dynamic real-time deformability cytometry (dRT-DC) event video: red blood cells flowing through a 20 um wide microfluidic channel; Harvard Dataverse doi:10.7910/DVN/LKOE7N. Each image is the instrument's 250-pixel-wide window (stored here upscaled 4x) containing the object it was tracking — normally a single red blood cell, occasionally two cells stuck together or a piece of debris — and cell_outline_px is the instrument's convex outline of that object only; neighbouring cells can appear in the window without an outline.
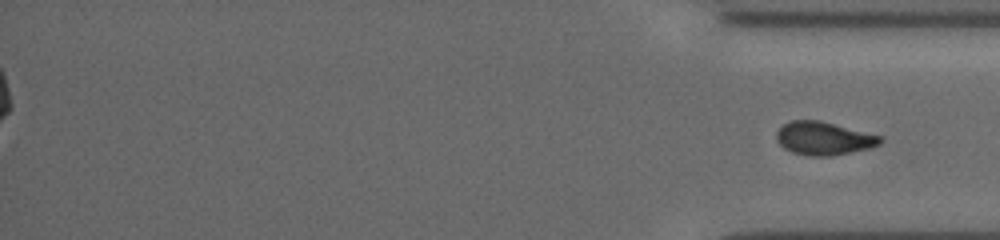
{"species": "common noctule bat (a hibernating species)", "species_latin": "Nyctalus noctula", "temperature_condition": "cold", "stored_images_in_passage": 57, "segment_of_instrument_passage": [2, 2], "camera_frame_rate_fps": 3000, "um_per_image_px": 0.085, "animal": {"sex": "female", "body_mass_g": 19.5, "forearm_length_mm": 54.1}, "frame": {"image": 1, "passage_image": 57, "time_ms": 18.667, "image_size_px": [1000, 240], "cell_outline_px": [[884, 140], [880, 144], [868, 148], [832, 156], [808, 156], [792, 152], [784, 148], [776, 140], [776, 132], [784, 124], [792, 120], [820, 120], [884, 136]], "centroid_in_image_um": [70.04, 11.76], "position_along_channel_um": 365.2, "area_um2": 20.23}}